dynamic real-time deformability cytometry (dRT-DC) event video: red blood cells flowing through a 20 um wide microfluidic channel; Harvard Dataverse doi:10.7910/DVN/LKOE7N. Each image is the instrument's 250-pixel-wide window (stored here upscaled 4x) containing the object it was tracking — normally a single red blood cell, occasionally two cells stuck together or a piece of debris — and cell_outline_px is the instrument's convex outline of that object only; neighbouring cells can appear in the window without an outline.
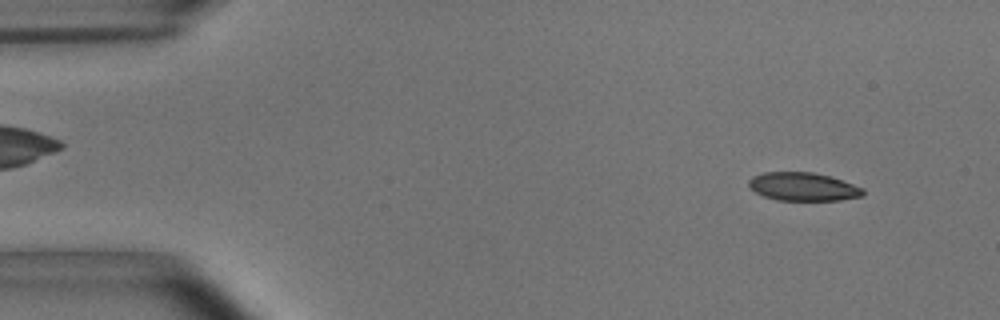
{"species": "common noctule bat (a hibernating species)", "species_latin": "Nyctalus noctula", "temperature_condition": "room temperature", "stored_images_in_passage": 53, "camera_frame_rate_fps": 3000, "um_per_image_px": 0.085, "animal": {"sex": "male", "body_mass_g": 15.6}, "frame": {"image": 1, "passage_image": 4, "time_ms": 1.0, "image_size_px": [1000, 320], "cell_outline_px": [[864, 196], [840, 200], [776, 200], [764, 196], [756, 192], [748, 184], [748, 180], [752, 176], [764, 172], [812, 172], [828, 176], [864, 188]], "centroid_in_image_um": [68.26, 15.87], "position_along_channel_um": 16.7, "area_um2": 18.73}}
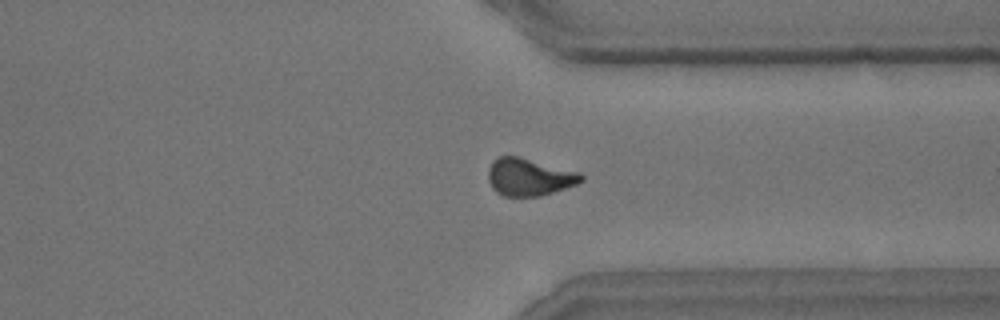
{"frame": {"image": 2, "passage_image": 40, "time_ms": 13.0, "image_size_px": [1000, 320], "cell_outline_px": [[584, 180], [576, 184], [540, 196], [504, 196], [496, 192], [492, 188], [488, 180], [488, 168], [500, 156], [520, 156], [580, 172], [584, 176]], "centroid_in_image_um": [44.99, 15.04], "position_along_channel_um": 366.4, "area_um2": 20.23}}
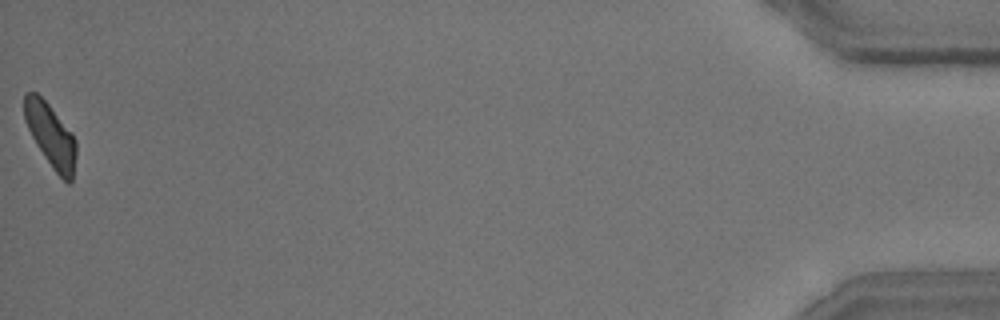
{"frame": {"image": 3, "passage_image": 53, "time_ms": 17.333, "image_size_px": [1000, 320], "cell_outline_px": [[76, 156], [72, 184], [68, 184], [52, 168], [44, 156], [32, 136], [24, 120], [24, 92], [36, 92], [48, 104], [72, 132], [76, 140]], "centroid_in_image_um": [4.33, 11.52], "position_along_channel_um": 430.9, "area_um2": 19.13}, "authors_computed_cell_mechanics": {"area_um2": 20.23, "velocity_mm_per_s": 3.692, "shape_relaxation_time_tau1_ms": 4.7793, "shape_relaxation_time_tau2_ms": 2.1144, "deformation_change_tau1": 0.1297, "deformation_change_tau2": 0.078}}